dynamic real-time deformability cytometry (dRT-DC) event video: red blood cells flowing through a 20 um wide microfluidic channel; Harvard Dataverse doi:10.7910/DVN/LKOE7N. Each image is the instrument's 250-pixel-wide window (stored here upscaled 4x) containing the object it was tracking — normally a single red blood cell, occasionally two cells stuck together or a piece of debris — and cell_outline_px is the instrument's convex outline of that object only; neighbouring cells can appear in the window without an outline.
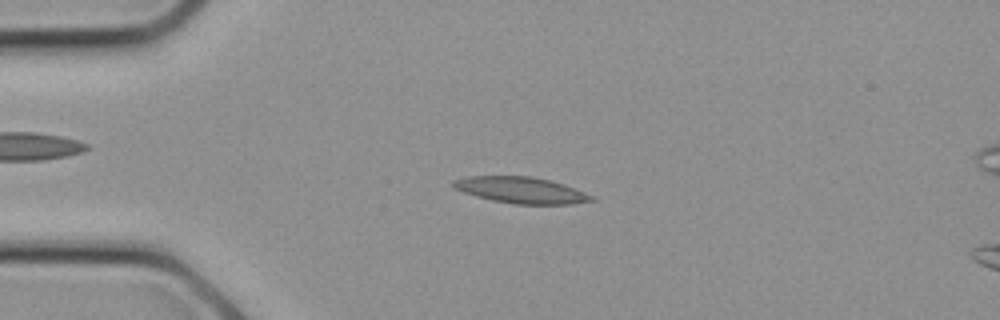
{"species": "common noctule bat (a hibernating species)", "species_latin": "Nyctalus noctula", "temperature_condition": "cold", "stored_images_in_passage": 6, "camera_frame_rate_fps": 3000, "um_per_image_px": 0.085, "animal": {"sex": "female", "body_mass_g": 21.9}, "frame": {"image": 1, "passage_image": 3, "time_ms": 0.667, "image_size_px": [1000, 320], "cell_outline_px": [[596, 200], [572, 204], [516, 204], [492, 200], [476, 196], [452, 188], [452, 180], [468, 176], [532, 176], [552, 180], [564, 184], [584, 192], [592, 196]], "centroid_in_image_um": [44.27, 16.15], "position_along_channel_um": 40.7, "area_um2": 21.21}}
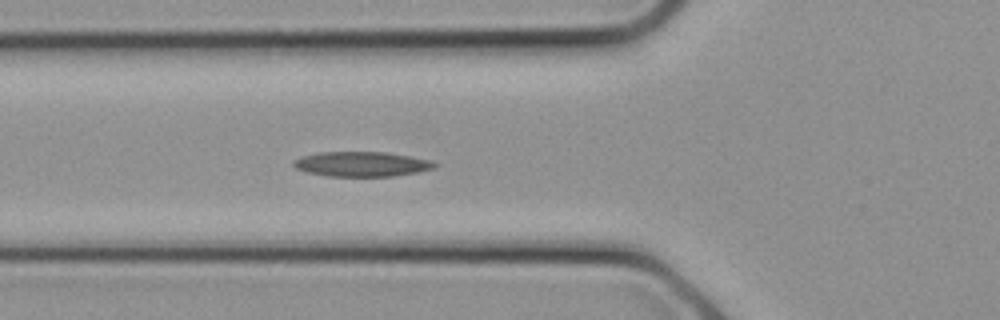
{"frame": {"image": 2, "passage_image": 6, "time_ms": 1.667, "image_size_px": [1000, 320], "cell_outline_px": [[436, 168], [420, 172], [396, 176], [328, 176], [308, 172], [296, 168], [292, 164], [292, 160], [300, 156], [316, 152], [388, 152], [432, 160], [436, 164]], "centroid_in_image_um": [30.75, 13.94], "position_along_channel_um": 95.0, "area_um2": 20.69}}